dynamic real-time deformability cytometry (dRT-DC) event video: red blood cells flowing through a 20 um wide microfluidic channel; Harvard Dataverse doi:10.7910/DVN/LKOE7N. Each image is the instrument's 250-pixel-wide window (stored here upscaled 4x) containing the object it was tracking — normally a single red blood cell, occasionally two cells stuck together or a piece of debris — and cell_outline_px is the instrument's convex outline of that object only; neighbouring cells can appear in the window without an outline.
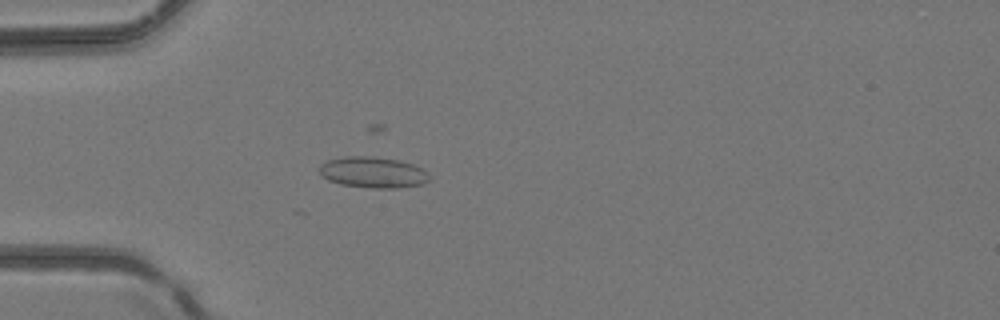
{"species": "common noctule bat (a hibernating species)", "species_latin": "Nyctalus noctula", "temperature_condition": "room temperature", "stored_images_in_passage": 4, "camera_frame_rate_fps": 3000, "um_per_image_px": 0.085, "animal": {"sex": "female", "body_mass_g": 24.6, "forearm_length_mm": 56.2}, "frame": {"image": 1, "passage_image": 4, "time_ms": 1.0, "image_size_px": [1000, 320], "cell_outline_px": [[432, 176], [424, 184], [392, 188], [372, 188], [340, 184], [328, 180], [320, 172], [320, 164], [328, 160], [344, 156], [372, 156], [400, 160], [412, 164], [420, 168]], "centroid_in_image_um": [31.71, 14.64], "position_along_channel_um": 53.3, "area_um2": 19.83}}